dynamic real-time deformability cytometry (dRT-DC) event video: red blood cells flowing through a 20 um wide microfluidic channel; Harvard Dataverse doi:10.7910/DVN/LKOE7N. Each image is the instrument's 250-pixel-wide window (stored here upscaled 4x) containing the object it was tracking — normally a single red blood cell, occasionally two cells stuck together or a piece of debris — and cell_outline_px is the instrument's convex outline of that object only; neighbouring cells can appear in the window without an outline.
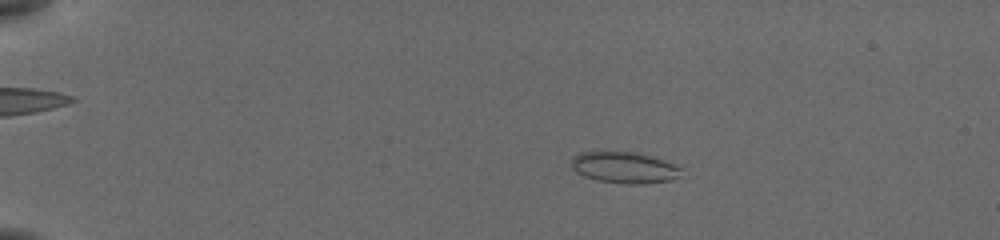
{"species": "common noctule bat (a hibernating species)", "species_latin": "Nyctalus noctula", "temperature_condition": "cold", "stored_images_in_passage": 56, "camera_frame_rate_fps": 3000, "um_per_image_px": 0.085, "animal": {"sex": "female", "body_mass_g": 19.5, "forearm_length_mm": 54.1}, "frame": {"image": 1, "passage_image": 13, "time_ms": 4.0, "image_size_px": [1000, 240], "cell_outline_px": [[684, 168], [672, 180], [644, 184], [624, 184], [596, 180], [584, 176], [576, 172], [572, 168], [572, 156], [580, 152], [636, 152], [652, 156], [676, 164]], "centroid_in_image_um": [53.07, 14.24], "position_along_channel_um": 31.9, "area_um2": 20.17}}
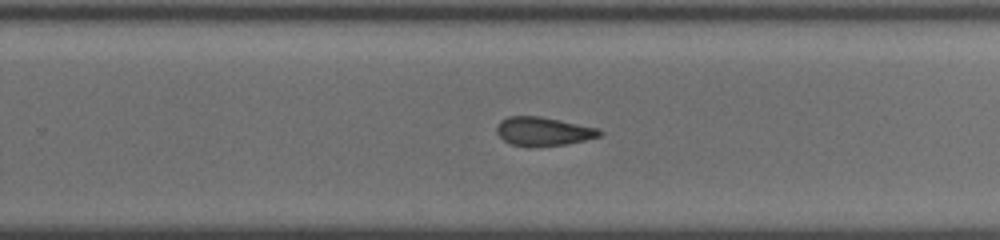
{"frame": {"image": 2, "passage_image": 39, "time_ms": 12.667, "image_size_px": [1000, 240], "cell_outline_px": [[604, 132], [600, 136], [584, 140], [564, 144], [528, 148], [512, 144], [504, 140], [496, 132], [496, 128], [500, 120], [508, 116], [540, 116], [600, 128]], "centroid_in_image_um": [46.18, 11.17], "position_along_channel_um": 283.6, "area_um2": 17.4}}
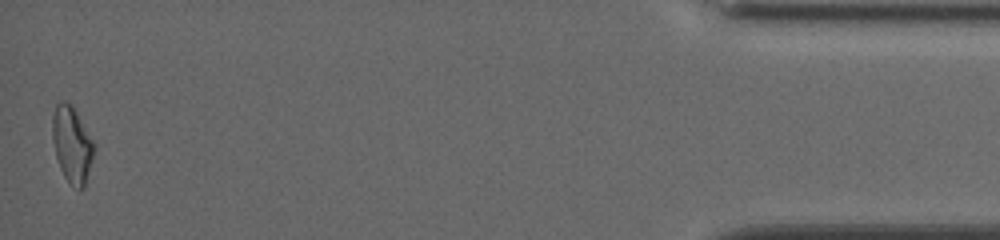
{"frame": {"image": 3, "passage_image": 56, "time_ms": 18.333, "image_size_px": [1000, 240], "cell_outline_px": [[96, 144], [92, 160], [84, 188], [80, 188], [68, 184], [60, 168], [56, 156], [52, 140], [52, 116], [56, 104], [60, 100], [64, 100], [72, 104]], "centroid_in_image_um": [6.12, 12.25], "position_along_channel_um": 429.1, "area_um2": 18.73}, "authors_computed_cell_mechanics": {"area_um2": 18.5538, "velocity_mm_per_s": 3.882, "shape_relaxation_time_tau1_ms": null, "shape_relaxation_time_tau2_ms": 2.8566, "deformation_change_tau1": null, "deformation_change_tau2": 0.0885}}